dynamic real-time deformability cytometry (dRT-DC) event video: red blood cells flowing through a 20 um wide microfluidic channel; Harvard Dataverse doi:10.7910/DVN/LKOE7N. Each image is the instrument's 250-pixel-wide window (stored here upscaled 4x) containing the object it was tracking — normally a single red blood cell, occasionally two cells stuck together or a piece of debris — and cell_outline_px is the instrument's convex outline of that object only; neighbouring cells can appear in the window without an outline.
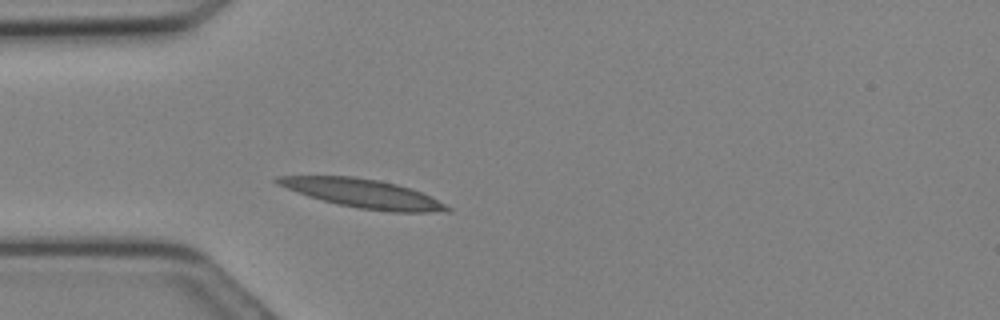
{"species": "Egyptian fruit bat (a non-hibernating species)", "species_latin": "Rousettus aegyptiacus", "temperature_condition": "cold", "stored_images_in_passage": 13, "camera_frame_rate_fps": 3000, "um_per_image_px": 0.085, "animal": {"sex": "female"}, "frame": {"image": 1, "passage_image": 5, "time_ms": 1.333, "image_size_px": [1000, 320], "cell_outline_px": [[452, 208], [448, 212], [388, 212], [360, 208], [340, 204], [308, 196], [276, 184], [272, 180], [276, 176], [352, 176], [380, 180], [412, 188]], "centroid_in_image_um": [30.84, 16.44], "position_along_channel_um": 54.2, "area_um2": 28.09}}
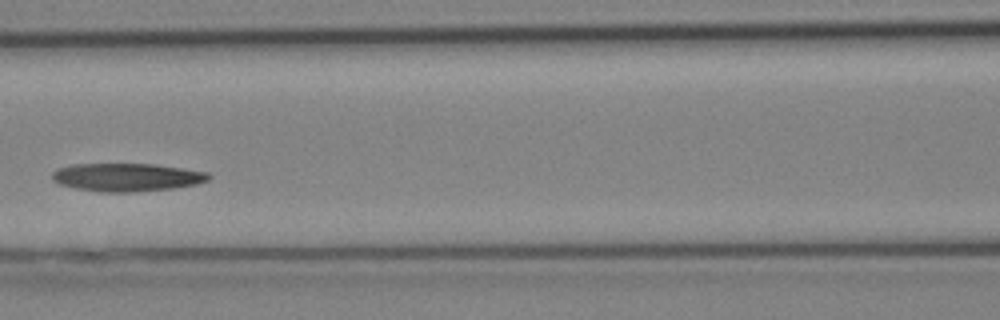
{"frame": {"image": 2, "passage_image": 10, "time_ms": 3.0, "image_size_px": [1000, 320], "cell_outline_px": [[212, 176], [208, 180], [196, 184], [172, 188], [128, 192], [100, 192], [76, 188], [60, 184], [52, 180], [52, 172], [56, 168], [72, 164], [152, 164], [208, 172]], "centroid_in_image_um": [10.74, 15.06], "position_along_channel_um": 155.9, "area_um2": 25.49}}
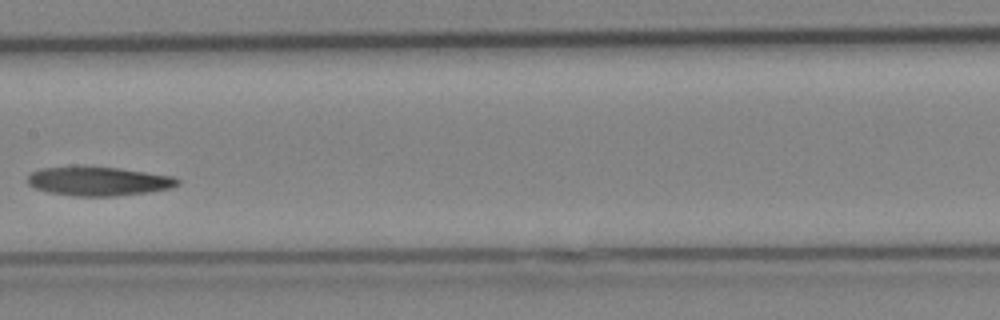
{"frame": {"image": 3, "passage_image": 12, "time_ms": 3.667, "image_size_px": [1000, 320], "cell_outline_px": [[180, 184], [172, 188], [148, 192], [116, 196], [76, 196], [48, 192], [36, 188], [28, 184], [28, 176], [32, 172], [40, 168], [116, 168], [172, 176], [180, 180]], "centroid_in_image_um": [8.41, 15.43], "position_along_channel_um": 199.0, "area_um2": 24.68}}